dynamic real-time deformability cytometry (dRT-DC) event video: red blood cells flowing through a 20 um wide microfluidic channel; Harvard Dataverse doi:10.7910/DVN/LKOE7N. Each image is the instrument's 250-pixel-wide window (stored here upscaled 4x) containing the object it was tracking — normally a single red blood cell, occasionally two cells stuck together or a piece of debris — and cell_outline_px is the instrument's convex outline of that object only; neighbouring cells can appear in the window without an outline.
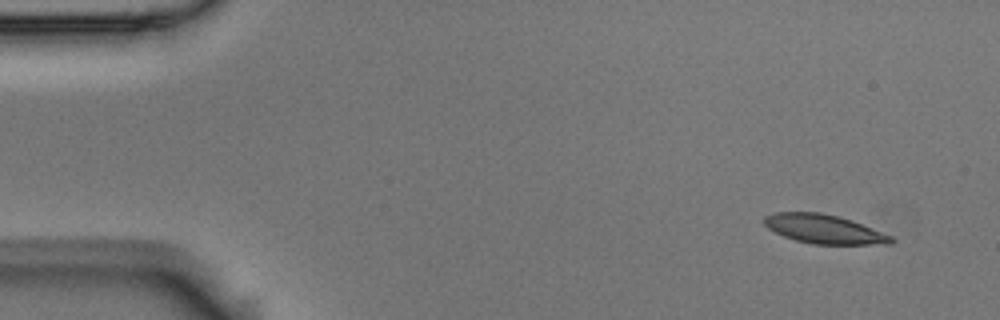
{"species": "Egyptian fruit bat (a non-hibernating species)", "species_latin": "Rousettus aegyptiacus", "temperature_condition": "room temperature", "stored_images_in_passage": 5, "segment_of_instrument_passage": [2, 2], "camera_frame_rate_fps": 3000, "um_per_image_px": 0.085, "animal": {"sex": "male"}, "frame": {"image": 1, "passage_image": 5, "time_ms": 1.333, "image_size_px": [1000, 320], "cell_outline_px": [[896, 240], [892, 244], [812, 244], [796, 240], [784, 236], [768, 228], [764, 224], [764, 216], [776, 212], [820, 212], [852, 220], [892, 236]], "centroid_in_image_um": [70.06, 19.47], "position_along_channel_um": 14.9, "area_um2": 21.33}}